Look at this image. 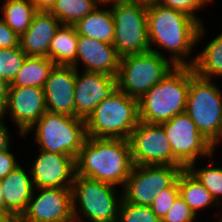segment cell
<instances>
[{
	"label": "cell",
	"mask_w": 222,
	"mask_h": 222,
	"mask_svg": "<svg viewBox=\"0 0 222 222\" xmlns=\"http://www.w3.org/2000/svg\"><path fill=\"white\" fill-rule=\"evenodd\" d=\"M147 27L150 51L161 56L165 54L159 49L170 52L175 66H189L187 59L205 33L203 24L195 18L156 2L147 4Z\"/></svg>",
	"instance_id": "1"
},
{
	"label": "cell",
	"mask_w": 222,
	"mask_h": 222,
	"mask_svg": "<svg viewBox=\"0 0 222 222\" xmlns=\"http://www.w3.org/2000/svg\"><path fill=\"white\" fill-rule=\"evenodd\" d=\"M75 164L76 175L123 188L134 167L129 139L87 136Z\"/></svg>",
	"instance_id": "2"
},
{
	"label": "cell",
	"mask_w": 222,
	"mask_h": 222,
	"mask_svg": "<svg viewBox=\"0 0 222 222\" xmlns=\"http://www.w3.org/2000/svg\"><path fill=\"white\" fill-rule=\"evenodd\" d=\"M189 84L190 66H175L138 100L139 120L160 124L185 112Z\"/></svg>",
	"instance_id": "3"
},
{
	"label": "cell",
	"mask_w": 222,
	"mask_h": 222,
	"mask_svg": "<svg viewBox=\"0 0 222 222\" xmlns=\"http://www.w3.org/2000/svg\"><path fill=\"white\" fill-rule=\"evenodd\" d=\"M138 100L118 88L87 118V136L129 139L139 122Z\"/></svg>",
	"instance_id": "4"
},
{
	"label": "cell",
	"mask_w": 222,
	"mask_h": 222,
	"mask_svg": "<svg viewBox=\"0 0 222 222\" xmlns=\"http://www.w3.org/2000/svg\"><path fill=\"white\" fill-rule=\"evenodd\" d=\"M185 112L215 147L222 141V92L212 79L198 76L193 66Z\"/></svg>",
	"instance_id": "5"
},
{
	"label": "cell",
	"mask_w": 222,
	"mask_h": 222,
	"mask_svg": "<svg viewBox=\"0 0 222 222\" xmlns=\"http://www.w3.org/2000/svg\"><path fill=\"white\" fill-rule=\"evenodd\" d=\"M115 188L75 174L71 188L74 221L83 222L85 217L87 222H117L123 192L117 193Z\"/></svg>",
	"instance_id": "6"
},
{
	"label": "cell",
	"mask_w": 222,
	"mask_h": 222,
	"mask_svg": "<svg viewBox=\"0 0 222 222\" xmlns=\"http://www.w3.org/2000/svg\"><path fill=\"white\" fill-rule=\"evenodd\" d=\"M104 4L111 7L115 25L113 45L118 56L149 51L147 4L141 0H106Z\"/></svg>",
	"instance_id": "7"
},
{
	"label": "cell",
	"mask_w": 222,
	"mask_h": 222,
	"mask_svg": "<svg viewBox=\"0 0 222 222\" xmlns=\"http://www.w3.org/2000/svg\"><path fill=\"white\" fill-rule=\"evenodd\" d=\"M34 131V142L38 143L40 150L69 155L75 159L87 139L85 120L49 111L23 136Z\"/></svg>",
	"instance_id": "8"
},
{
	"label": "cell",
	"mask_w": 222,
	"mask_h": 222,
	"mask_svg": "<svg viewBox=\"0 0 222 222\" xmlns=\"http://www.w3.org/2000/svg\"><path fill=\"white\" fill-rule=\"evenodd\" d=\"M174 67L170 58L150 50L124 56L119 62L117 87L128 96L139 100Z\"/></svg>",
	"instance_id": "9"
},
{
	"label": "cell",
	"mask_w": 222,
	"mask_h": 222,
	"mask_svg": "<svg viewBox=\"0 0 222 222\" xmlns=\"http://www.w3.org/2000/svg\"><path fill=\"white\" fill-rule=\"evenodd\" d=\"M184 166L134 165L123 191V200L136 205L151 206L156 196L169 188Z\"/></svg>",
	"instance_id": "10"
},
{
	"label": "cell",
	"mask_w": 222,
	"mask_h": 222,
	"mask_svg": "<svg viewBox=\"0 0 222 222\" xmlns=\"http://www.w3.org/2000/svg\"><path fill=\"white\" fill-rule=\"evenodd\" d=\"M160 125L171 143L173 156L185 168L197 162L199 157L210 158L215 153L216 147L198 131L186 112L177 114Z\"/></svg>",
	"instance_id": "11"
},
{
	"label": "cell",
	"mask_w": 222,
	"mask_h": 222,
	"mask_svg": "<svg viewBox=\"0 0 222 222\" xmlns=\"http://www.w3.org/2000/svg\"><path fill=\"white\" fill-rule=\"evenodd\" d=\"M129 142L134 165L183 166L173 156L171 143L160 124L139 121Z\"/></svg>",
	"instance_id": "12"
},
{
	"label": "cell",
	"mask_w": 222,
	"mask_h": 222,
	"mask_svg": "<svg viewBox=\"0 0 222 222\" xmlns=\"http://www.w3.org/2000/svg\"><path fill=\"white\" fill-rule=\"evenodd\" d=\"M39 190L40 193H35ZM36 195V197H35ZM35 197V198H34ZM71 188L34 189L25 213L19 222H73Z\"/></svg>",
	"instance_id": "13"
},
{
	"label": "cell",
	"mask_w": 222,
	"mask_h": 222,
	"mask_svg": "<svg viewBox=\"0 0 222 222\" xmlns=\"http://www.w3.org/2000/svg\"><path fill=\"white\" fill-rule=\"evenodd\" d=\"M117 88L116 77L75 69L74 116L86 121L98 104Z\"/></svg>",
	"instance_id": "14"
},
{
	"label": "cell",
	"mask_w": 222,
	"mask_h": 222,
	"mask_svg": "<svg viewBox=\"0 0 222 222\" xmlns=\"http://www.w3.org/2000/svg\"><path fill=\"white\" fill-rule=\"evenodd\" d=\"M47 111L44 90L35 86L9 87L7 103L2 115H11L23 136Z\"/></svg>",
	"instance_id": "15"
},
{
	"label": "cell",
	"mask_w": 222,
	"mask_h": 222,
	"mask_svg": "<svg viewBox=\"0 0 222 222\" xmlns=\"http://www.w3.org/2000/svg\"><path fill=\"white\" fill-rule=\"evenodd\" d=\"M39 155L30 168L34 189L72 188L76 174L75 158L38 150Z\"/></svg>",
	"instance_id": "16"
},
{
	"label": "cell",
	"mask_w": 222,
	"mask_h": 222,
	"mask_svg": "<svg viewBox=\"0 0 222 222\" xmlns=\"http://www.w3.org/2000/svg\"><path fill=\"white\" fill-rule=\"evenodd\" d=\"M74 88L75 68L55 65L43 86L47 111L74 116Z\"/></svg>",
	"instance_id": "17"
},
{
	"label": "cell",
	"mask_w": 222,
	"mask_h": 222,
	"mask_svg": "<svg viewBox=\"0 0 222 222\" xmlns=\"http://www.w3.org/2000/svg\"><path fill=\"white\" fill-rule=\"evenodd\" d=\"M80 62L84 71L117 77L120 57L113 44L78 35L77 58L73 67L78 70Z\"/></svg>",
	"instance_id": "18"
},
{
	"label": "cell",
	"mask_w": 222,
	"mask_h": 222,
	"mask_svg": "<svg viewBox=\"0 0 222 222\" xmlns=\"http://www.w3.org/2000/svg\"><path fill=\"white\" fill-rule=\"evenodd\" d=\"M62 23L49 11H38L27 30L20 36L19 46L27 56L48 57L53 37Z\"/></svg>",
	"instance_id": "19"
},
{
	"label": "cell",
	"mask_w": 222,
	"mask_h": 222,
	"mask_svg": "<svg viewBox=\"0 0 222 222\" xmlns=\"http://www.w3.org/2000/svg\"><path fill=\"white\" fill-rule=\"evenodd\" d=\"M0 182L3 191L4 210L20 219L25 213L34 191L31 175L25 172L20 164Z\"/></svg>",
	"instance_id": "20"
},
{
	"label": "cell",
	"mask_w": 222,
	"mask_h": 222,
	"mask_svg": "<svg viewBox=\"0 0 222 222\" xmlns=\"http://www.w3.org/2000/svg\"><path fill=\"white\" fill-rule=\"evenodd\" d=\"M100 5L74 26L78 35L104 43L113 44L115 25L111 8L102 9Z\"/></svg>",
	"instance_id": "21"
},
{
	"label": "cell",
	"mask_w": 222,
	"mask_h": 222,
	"mask_svg": "<svg viewBox=\"0 0 222 222\" xmlns=\"http://www.w3.org/2000/svg\"><path fill=\"white\" fill-rule=\"evenodd\" d=\"M78 34L74 25H61L49 48V59L55 65L73 66L77 58Z\"/></svg>",
	"instance_id": "22"
},
{
	"label": "cell",
	"mask_w": 222,
	"mask_h": 222,
	"mask_svg": "<svg viewBox=\"0 0 222 222\" xmlns=\"http://www.w3.org/2000/svg\"><path fill=\"white\" fill-rule=\"evenodd\" d=\"M188 60L198 76L206 79L222 77V32Z\"/></svg>",
	"instance_id": "23"
},
{
	"label": "cell",
	"mask_w": 222,
	"mask_h": 222,
	"mask_svg": "<svg viewBox=\"0 0 222 222\" xmlns=\"http://www.w3.org/2000/svg\"><path fill=\"white\" fill-rule=\"evenodd\" d=\"M179 195L198 217L200 210L212 205L220 206L211 193L187 170L178 176Z\"/></svg>",
	"instance_id": "24"
},
{
	"label": "cell",
	"mask_w": 222,
	"mask_h": 222,
	"mask_svg": "<svg viewBox=\"0 0 222 222\" xmlns=\"http://www.w3.org/2000/svg\"><path fill=\"white\" fill-rule=\"evenodd\" d=\"M55 66L48 57L27 56L9 87L35 86L43 88Z\"/></svg>",
	"instance_id": "25"
},
{
	"label": "cell",
	"mask_w": 222,
	"mask_h": 222,
	"mask_svg": "<svg viewBox=\"0 0 222 222\" xmlns=\"http://www.w3.org/2000/svg\"><path fill=\"white\" fill-rule=\"evenodd\" d=\"M3 21L20 37L38 12L32 0H4L0 7Z\"/></svg>",
	"instance_id": "26"
},
{
	"label": "cell",
	"mask_w": 222,
	"mask_h": 222,
	"mask_svg": "<svg viewBox=\"0 0 222 222\" xmlns=\"http://www.w3.org/2000/svg\"><path fill=\"white\" fill-rule=\"evenodd\" d=\"M106 0H56L49 10L63 25H75ZM101 3V4H100Z\"/></svg>",
	"instance_id": "27"
},
{
	"label": "cell",
	"mask_w": 222,
	"mask_h": 222,
	"mask_svg": "<svg viewBox=\"0 0 222 222\" xmlns=\"http://www.w3.org/2000/svg\"><path fill=\"white\" fill-rule=\"evenodd\" d=\"M214 160L210 158V166L195 168L196 162L190 164L186 169L199 181L213 196L216 202L222 205V168L212 166ZM196 169V170H195Z\"/></svg>",
	"instance_id": "28"
},
{
	"label": "cell",
	"mask_w": 222,
	"mask_h": 222,
	"mask_svg": "<svg viewBox=\"0 0 222 222\" xmlns=\"http://www.w3.org/2000/svg\"><path fill=\"white\" fill-rule=\"evenodd\" d=\"M26 57L27 55L20 46L0 49V78L10 84L16 77Z\"/></svg>",
	"instance_id": "29"
},
{
	"label": "cell",
	"mask_w": 222,
	"mask_h": 222,
	"mask_svg": "<svg viewBox=\"0 0 222 222\" xmlns=\"http://www.w3.org/2000/svg\"><path fill=\"white\" fill-rule=\"evenodd\" d=\"M117 222H162L150 206L136 205L122 200Z\"/></svg>",
	"instance_id": "30"
},
{
	"label": "cell",
	"mask_w": 222,
	"mask_h": 222,
	"mask_svg": "<svg viewBox=\"0 0 222 222\" xmlns=\"http://www.w3.org/2000/svg\"><path fill=\"white\" fill-rule=\"evenodd\" d=\"M178 195L179 187L177 179L169 188L161 191L150 206L158 218L162 220L165 217Z\"/></svg>",
	"instance_id": "31"
},
{
	"label": "cell",
	"mask_w": 222,
	"mask_h": 222,
	"mask_svg": "<svg viewBox=\"0 0 222 222\" xmlns=\"http://www.w3.org/2000/svg\"><path fill=\"white\" fill-rule=\"evenodd\" d=\"M198 217L178 195L162 222H195Z\"/></svg>",
	"instance_id": "32"
},
{
	"label": "cell",
	"mask_w": 222,
	"mask_h": 222,
	"mask_svg": "<svg viewBox=\"0 0 222 222\" xmlns=\"http://www.w3.org/2000/svg\"><path fill=\"white\" fill-rule=\"evenodd\" d=\"M156 3L167 8L184 12L202 24V20L196 15V11L206 7L201 0H158Z\"/></svg>",
	"instance_id": "33"
},
{
	"label": "cell",
	"mask_w": 222,
	"mask_h": 222,
	"mask_svg": "<svg viewBox=\"0 0 222 222\" xmlns=\"http://www.w3.org/2000/svg\"><path fill=\"white\" fill-rule=\"evenodd\" d=\"M20 37L0 18V49L19 46Z\"/></svg>",
	"instance_id": "34"
},
{
	"label": "cell",
	"mask_w": 222,
	"mask_h": 222,
	"mask_svg": "<svg viewBox=\"0 0 222 222\" xmlns=\"http://www.w3.org/2000/svg\"><path fill=\"white\" fill-rule=\"evenodd\" d=\"M20 164L10 149L0 152V180L5 178Z\"/></svg>",
	"instance_id": "35"
},
{
	"label": "cell",
	"mask_w": 222,
	"mask_h": 222,
	"mask_svg": "<svg viewBox=\"0 0 222 222\" xmlns=\"http://www.w3.org/2000/svg\"><path fill=\"white\" fill-rule=\"evenodd\" d=\"M10 134L3 118H0V152L10 149Z\"/></svg>",
	"instance_id": "36"
},
{
	"label": "cell",
	"mask_w": 222,
	"mask_h": 222,
	"mask_svg": "<svg viewBox=\"0 0 222 222\" xmlns=\"http://www.w3.org/2000/svg\"><path fill=\"white\" fill-rule=\"evenodd\" d=\"M9 83L0 78V118H2L8 96Z\"/></svg>",
	"instance_id": "37"
},
{
	"label": "cell",
	"mask_w": 222,
	"mask_h": 222,
	"mask_svg": "<svg viewBox=\"0 0 222 222\" xmlns=\"http://www.w3.org/2000/svg\"><path fill=\"white\" fill-rule=\"evenodd\" d=\"M56 0H32L38 11H49Z\"/></svg>",
	"instance_id": "38"
},
{
	"label": "cell",
	"mask_w": 222,
	"mask_h": 222,
	"mask_svg": "<svg viewBox=\"0 0 222 222\" xmlns=\"http://www.w3.org/2000/svg\"><path fill=\"white\" fill-rule=\"evenodd\" d=\"M0 222H19V219L9 212L0 211Z\"/></svg>",
	"instance_id": "39"
},
{
	"label": "cell",
	"mask_w": 222,
	"mask_h": 222,
	"mask_svg": "<svg viewBox=\"0 0 222 222\" xmlns=\"http://www.w3.org/2000/svg\"><path fill=\"white\" fill-rule=\"evenodd\" d=\"M0 211L6 212V211L4 210L3 191H2L1 182H0Z\"/></svg>",
	"instance_id": "40"
},
{
	"label": "cell",
	"mask_w": 222,
	"mask_h": 222,
	"mask_svg": "<svg viewBox=\"0 0 222 222\" xmlns=\"http://www.w3.org/2000/svg\"><path fill=\"white\" fill-rule=\"evenodd\" d=\"M143 3H151V2H157L158 0H141Z\"/></svg>",
	"instance_id": "41"
},
{
	"label": "cell",
	"mask_w": 222,
	"mask_h": 222,
	"mask_svg": "<svg viewBox=\"0 0 222 222\" xmlns=\"http://www.w3.org/2000/svg\"><path fill=\"white\" fill-rule=\"evenodd\" d=\"M205 5H207L208 3H210L211 1L213 2L214 0H201Z\"/></svg>",
	"instance_id": "42"
},
{
	"label": "cell",
	"mask_w": 222,
	"mask_h": 222,
	"mask_svg": "<svg viewBox=\"0 0 222 222\" xmlns=\"http://www.w3.org/2000/svg\"><path fill=\"white\" fill-rule=\"evenodd\" d=\"M218 222H222V217L218 219Z\"/></svg>",
	"instance_id": "43"
}]
</instances>
